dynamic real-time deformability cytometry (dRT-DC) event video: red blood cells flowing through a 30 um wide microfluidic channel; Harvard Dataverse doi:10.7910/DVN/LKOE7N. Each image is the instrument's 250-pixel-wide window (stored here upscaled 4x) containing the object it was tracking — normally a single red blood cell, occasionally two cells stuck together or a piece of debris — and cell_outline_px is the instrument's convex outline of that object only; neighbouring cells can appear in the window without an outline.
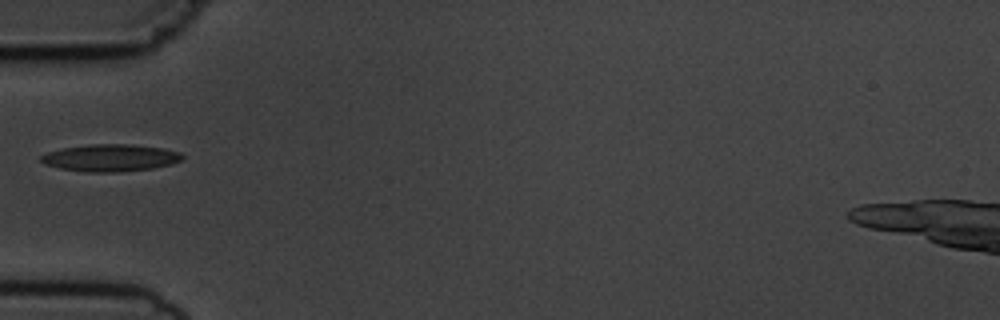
{"species": "common noctule bat (a hibernating species)", "species_latin": "Nyctalus noctula", "temperature_condition": "cold", "stored_images_in_passage": 2, "camera_frame_rate_fps": 3000, "um_per_image_px": 0.085, "animal": {"sex": "male", "body_mass_g": 19.5, "forearm_length_mm": 54.6}, "frame": {"image": 1, "passage_image": 1, "time_ms": 0.0, "image_size_px": [1000, 320], "cell_outline_px": [[184, 156], [180, 160], [172, 164], [152, 168], [120, 172], [84, 172], [60, 168], [44, 164], [40, 160], [40, 156], [48, 152], [64, 148], [88, 144], [128, 144], [164, 148], [180, 152]], "centroid_in_image_um": [9.38, 13.41], "position_along_channel_um": 75.6, "area_um2": 22.37}}
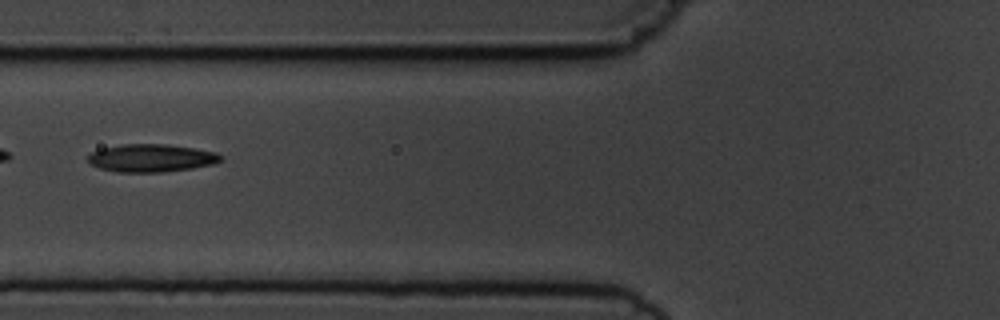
{"frame": {"image": 2, "passage_image": 2, "time_ms": 1.0, "image_size_px": [1000, 320], "cell_outline_px": [[220, 160], [212, 164], [192, 168], [164, 172], [116, 172], [100, 168], [88, 164], [88, 156], [92, 152], [104, 148], [120, 144], [168, 144], [216, 152], [220, 156]], "centroid_in_image_um": [12.81, 13.43], "position_along_channel_um": 113.0, "area_um2": 21.39}}